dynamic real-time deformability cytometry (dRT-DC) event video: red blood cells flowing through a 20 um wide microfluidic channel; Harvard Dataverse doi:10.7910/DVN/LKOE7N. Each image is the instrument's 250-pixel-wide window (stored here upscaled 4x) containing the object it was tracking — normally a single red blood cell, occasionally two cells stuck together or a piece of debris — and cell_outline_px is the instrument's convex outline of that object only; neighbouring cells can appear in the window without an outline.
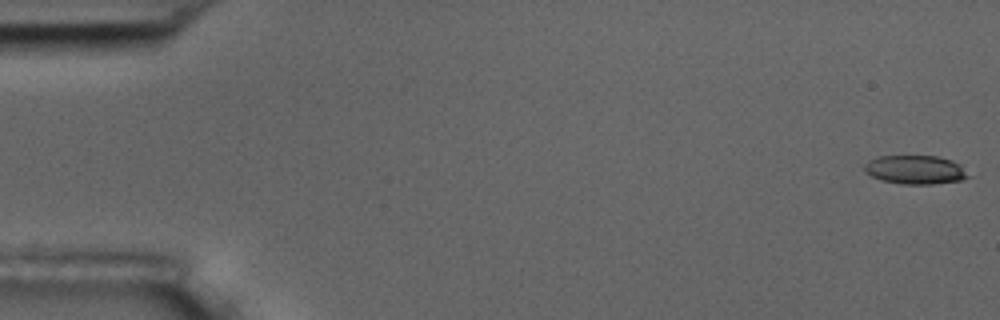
{"species": "common noctule bat (a hibernating species)", "species_latin": "Nyctalus noctula", "temperature_condition": "room temperature", "stored_images_in_passage": 5, "camera_frame_rate_fps": 3000, "um_per_image_px": 0.085, "animal": {"sex": "male", "body_mass_g": 17.5, "forearm_length_mm": 52.3}, "frame": {"image": 1, "passage_image": 1, "time_ms": 0.0, "image_size_px": [1000, 320], "cell_outline_px": [[972, 176], [964, 180], [932, 184], [904, 184], [884, 180], [872, 176], [864, 172], [864, 164], [868, 160], [876, 156], [940, 156], [952, 160], [960, 164]], "centroid_in_image_um": [77.84, 14.42], "position_along_channel_um": 7.2, "area_um2": 17.63}}
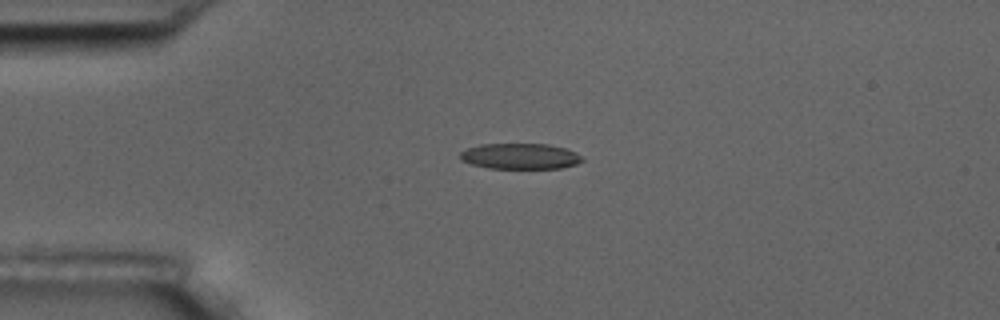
{"frame": {"image": 2, "passage_image": 4, "time_ms": 4.333, "image_size_px": [1000, 320], "cell_outline_px": [[584, 160], [576, 164], [560, 168], [488, 168], [472, 164], [460, 160], [460, 152], [468, 148], [480, 144], [548, 144], [564, 148], [576, 152]], "centroid_in_image_um": [44.2, 13.28], "position_along_channel_um": 40.8, "area_um2": 18.21}}